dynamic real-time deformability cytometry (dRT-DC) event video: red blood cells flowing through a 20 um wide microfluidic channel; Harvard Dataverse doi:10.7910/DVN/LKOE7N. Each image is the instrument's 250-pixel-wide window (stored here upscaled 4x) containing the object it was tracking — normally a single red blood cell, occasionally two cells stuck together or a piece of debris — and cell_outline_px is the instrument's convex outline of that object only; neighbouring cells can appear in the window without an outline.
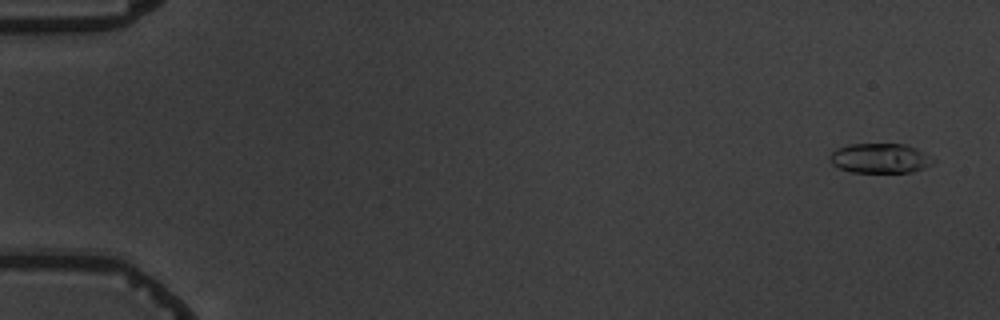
{"species": "common noctule bat (a hibernating species)", "species_latin": "Nyctalus noctula", "temperature_condition": "warm", "stored_images_in_passage": 7, "camera_frame_rate_fps": 3000, "um_per_image_px": 0.085, "animal": {"sex": "male", "body_mass_g": 19.5, "forearm_length_mm": 54.6}, "frame": {"image": 1, "passage_image": 1, "time_ms": 0.0, "image_size_px": [1000, 320], "cell_outline_px": [[936, 160], [932, 164], [924, 168], [912, 172], [852, 172], [840, 168], [832, 164], [828, 156], [836, 148], [848, 144], [904, 144], [916, 148]], "centroid_in_image_um": [74.79, 13.45], "position_along_channel_um": 10.2, "area_um2": 17.92}}
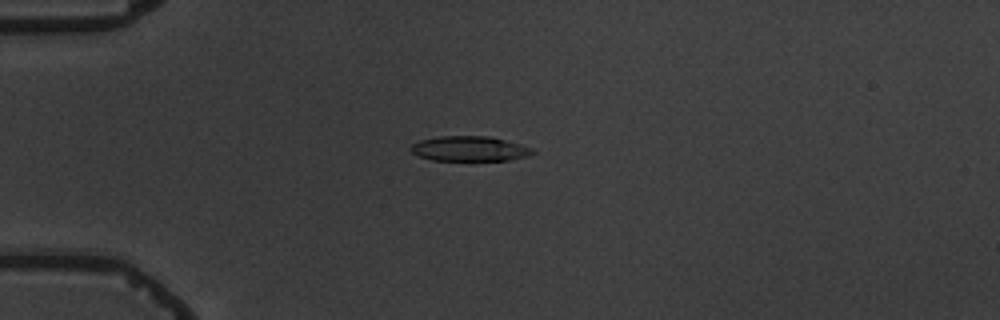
{"frame": {"image": 2, "passage_image": 4, "time_ms": 4.333, "image_size_px": [1000, 320], "cell_outline_px": [[536, 152], [528, 156], [508, 160], [432, 160], [420, 156], [412, 152], [408, 148], [412, 144], [420, 140], [440, 136], [488, 136], [504, 140], [532, 148]], "centroid_in_image_um": [39.89, 12.64], "position_along_channel_um": 45.1, "area_um2": 17.57}}
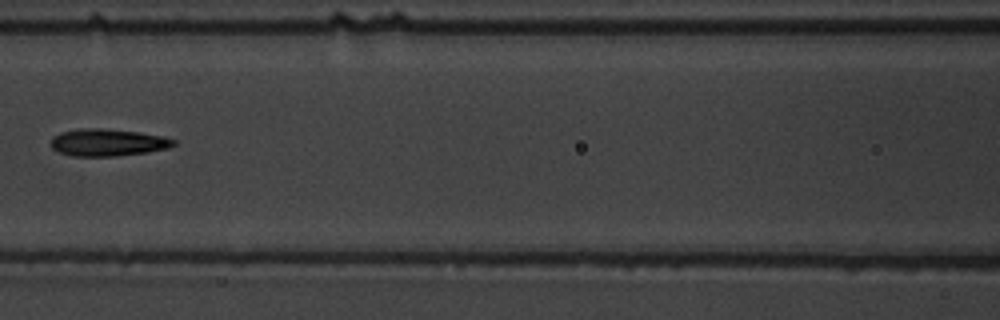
{"frame": {"image": 3, "passage_image": 7, "time_ms": 8.0, "image_size_px": [1000, 320], "cell_outline_px": [[176, 144], [168, 148], [148, 152], [116, 156], [72, 156], [60, 152], [52, 148], [52, 136], [60, 132], [80, 128], [100, 128], [140, 132], [164, 136], [176, 140]], "centroid_in_image_um": [9.18, 12.1], "position_along_channel_um": 157.4, "area_um2": 19.54}}